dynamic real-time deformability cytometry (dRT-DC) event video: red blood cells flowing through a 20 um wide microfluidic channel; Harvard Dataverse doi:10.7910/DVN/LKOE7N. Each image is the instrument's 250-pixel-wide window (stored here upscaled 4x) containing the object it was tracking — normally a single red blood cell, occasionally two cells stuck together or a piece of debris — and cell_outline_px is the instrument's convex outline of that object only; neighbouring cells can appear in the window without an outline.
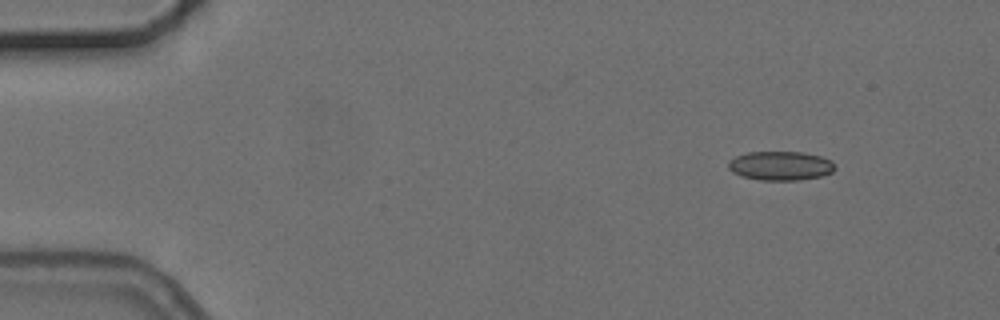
{"species": "common noctule bat (a hibernating species)", "species_latin": "Nyctalus noctula", "temperature_condition": "cold", "stored_images_in_passage": 4, "camera_frame_rate_fps": 3000, "um_per_image_px": 0.085, "animal": {"sex": "female", "body_mass_g": 24.6, "forearm_length_mm": 56.2}, "frame": {"image": 1, "passage_image": 1, "time_ms": 0.0, "image_size_px": [1000, 320], "cell_outline_px": [[836, 168], [832, 172], [820, 176], [800, 180], [760, 180], [740, 176], [732, 172], [728, 168], [728, 160], [736, 156], [748, 152], [804, 152], [820, 156], [832, 160]], "centroid_in_image_um": [66.33, 14.09], "position_along_channel_um": 18.7, "area_um2": 18.21}}
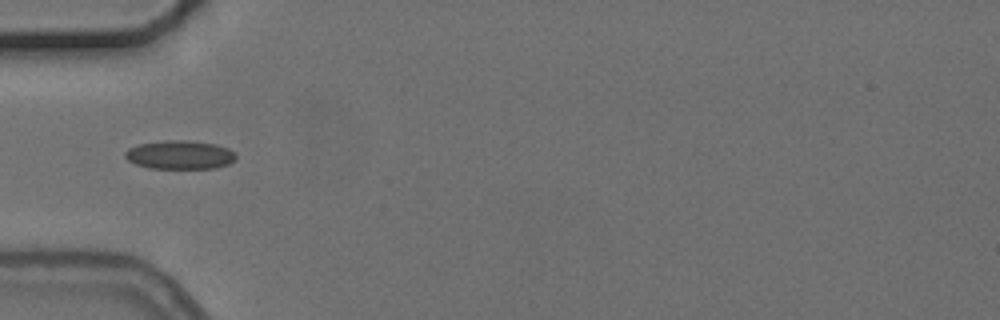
{"frame": {"image": 2, "passage_image": 4, "time_ms": 4.0, "image_size_px": [1000, 320], "cell_outline_px": [[236, 160], [228, 164], [216, 168], [148, 168], [136, 164], [128, 160], [124, 156], [124, 152], [128, 148], [140, 144], [164, 140], [188, 140], [216, 144], [228, 148], [236, 152]], "centroid_in_image_um": [15.31, 13.15], "position_along_channel_um": 69.7, "area_um2": 18.67}}